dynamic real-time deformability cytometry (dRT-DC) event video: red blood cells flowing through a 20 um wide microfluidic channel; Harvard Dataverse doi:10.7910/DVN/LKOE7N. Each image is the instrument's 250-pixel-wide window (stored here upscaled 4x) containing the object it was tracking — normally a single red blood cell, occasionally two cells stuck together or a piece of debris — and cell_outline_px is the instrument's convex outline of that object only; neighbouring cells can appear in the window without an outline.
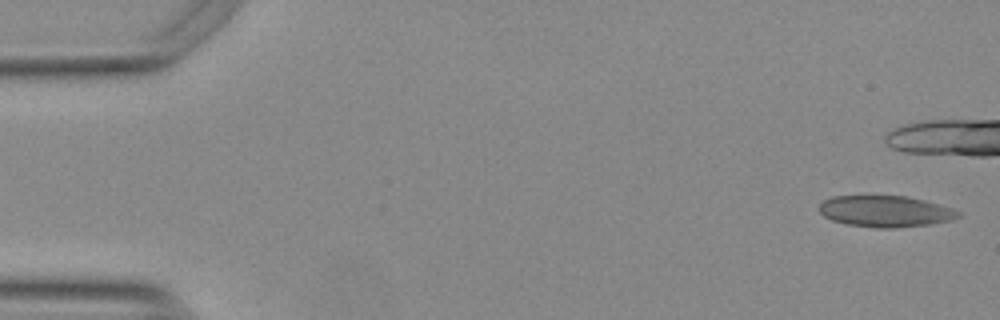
{"species": "Egyptian fruit bat (a non-hibernating species)", "species_latin": "Rousettus aegyptiacus", "temperature_condition": "warm", "stored_images_in_passage": 41, "camera_frame_rate_fps": 3000, "um_per_image_px": 0.085, "animal": {"sex": "female"}, "frame": {"image": 1, "passage_image": 1, "time_ms": 0.0, "image_size_px": [1000, 320], "cell_outline_px": [[960, 216], [952, 220], [928, 224], [892, 228], [876, 228], [848, 224], [832, 220], [824, 216], [820, 212], [820, 204], [824, 200], [832, 196], [908, 196], [924, 200], [952, 208], [960, 212]], "centroid_in_image_um": [75.26, 17.96], "position_along_channel_um": 9.7, "area_um2": 25.2}}
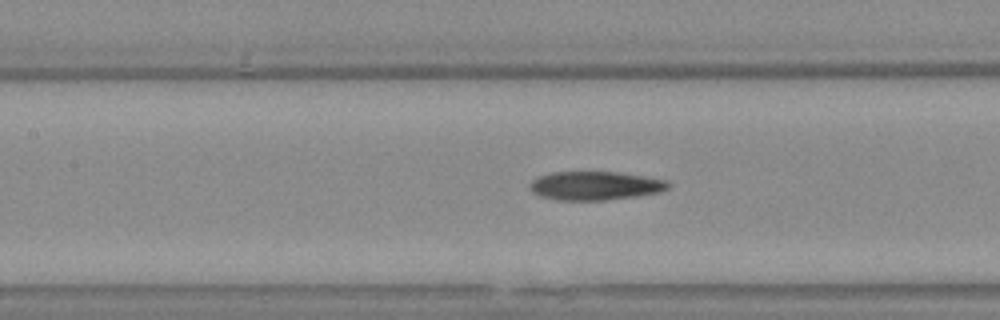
{"frame": {"image": 2, "passage_image": 23, "time_ms": 7.333, "image_size_px": [1000, 320], "cell_outline_px": [[668, 188], [660, 192], [604, 200], [556, 200], [540, 196], [532, 192], [532, 180], [540, 176], [552, 172], [616, 172], [668, 180]], "centroid_in_image_um": [50.58, 15.78], "position_along_channel_um": 156.8, "area_um2": 22.72}}
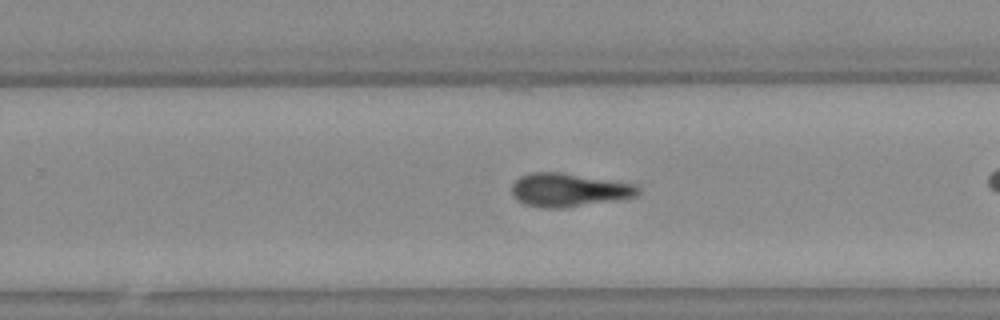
{"frame": {"image": 3, "passage_image": 33, "time_ms": 10.667, "image_size_px": [1000, 320], "cell_outline_px": [[640, 192], [636, 196], [560, 208], [544, 208], [528, 204], [516, 200], [512, 192], [512, 184], [520, 176], [532, 172], [560, 172], [636, 184], [640, 188]], "centroid_in_image_um": [48.32, 16.13], "position_along_channel_um": 281.5, "area_um2": 24.16}}